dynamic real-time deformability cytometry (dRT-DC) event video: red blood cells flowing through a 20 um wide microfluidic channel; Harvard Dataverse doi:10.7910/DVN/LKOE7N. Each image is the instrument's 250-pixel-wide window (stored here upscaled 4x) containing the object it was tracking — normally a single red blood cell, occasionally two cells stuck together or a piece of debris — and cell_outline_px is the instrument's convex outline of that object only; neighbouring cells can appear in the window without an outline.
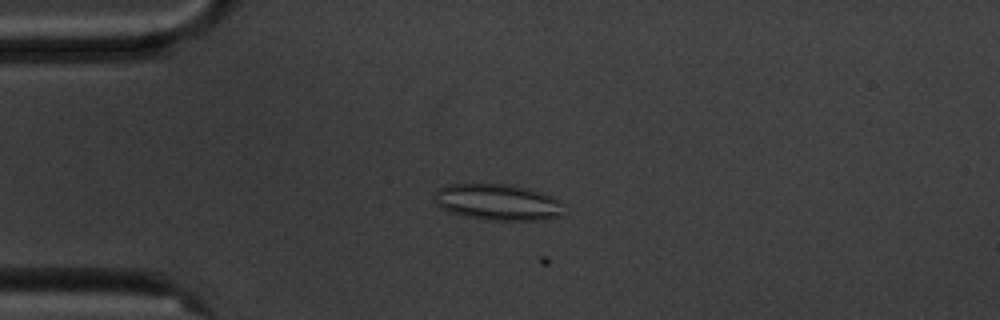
{"species": "common noctule bat (a hibernating species)", "species_latin": "Nyctalus noctula", "temperature_condition": "cold", "stored_images_in_passage": 4, "camera_frame_rate_fps": 3000, "um_per_image_px": 0.085, "animal": {"sex": "male", "body_mass_g": 20.1, "forearm_length_mm": 53.5}, "frame": {"image": 1, "passage_image": 3, "time_ms": 2.333, "image_size_px": [1000, 320], "cell_outline_px": [[560, 216], [544, 220], [488, 220], [468, 216], [452, 212], [436, 204], [436, 188], [448, 184], [504, 184], [528, 188], [552, 196], [556, 200]], "centroid_in_image_um": [42.25, 17.17], "position_along_channel_um": 42.8, "area_um2": 26.65}}